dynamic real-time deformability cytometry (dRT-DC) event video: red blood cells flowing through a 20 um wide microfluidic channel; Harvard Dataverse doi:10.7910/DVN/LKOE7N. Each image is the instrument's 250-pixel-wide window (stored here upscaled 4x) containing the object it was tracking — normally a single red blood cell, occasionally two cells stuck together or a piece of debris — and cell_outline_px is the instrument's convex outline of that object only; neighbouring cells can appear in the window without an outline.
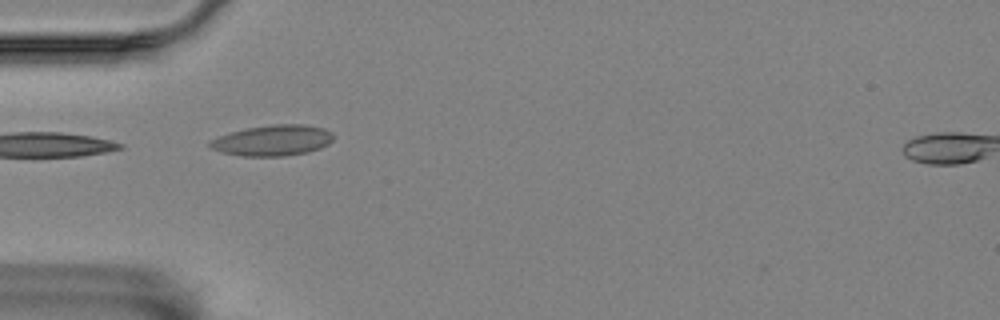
{"species": "Egyptian fruit bat (a non-hibernating species)", "species_latin": "Rousettus aegyptiacus", "temperature_condition": "room temperature", "stored_images_in_passage": 19, "camera_frame_rate_fps": 3000, "um_per_image_px": 0.085, "animal": {"sex": "female"}, "frame": {"image": 1, "passage_image": 1, "time_ms": 0.0, "image_size_px": [1000, 320], "cell_outline_px": [[332, 140], [328, 144], [320, 148], [308, 152], [284, 156], [240, 156], [224, 152], [212, 148], [208, 144], [208, 140], [244, 128], [272, 124], [304, 124], [324, 128], [332, 132]], "centroid_in_image_um": [23.19, 11.93], "position_along_channel_um": 61.8, "area_um2": 22.14}}